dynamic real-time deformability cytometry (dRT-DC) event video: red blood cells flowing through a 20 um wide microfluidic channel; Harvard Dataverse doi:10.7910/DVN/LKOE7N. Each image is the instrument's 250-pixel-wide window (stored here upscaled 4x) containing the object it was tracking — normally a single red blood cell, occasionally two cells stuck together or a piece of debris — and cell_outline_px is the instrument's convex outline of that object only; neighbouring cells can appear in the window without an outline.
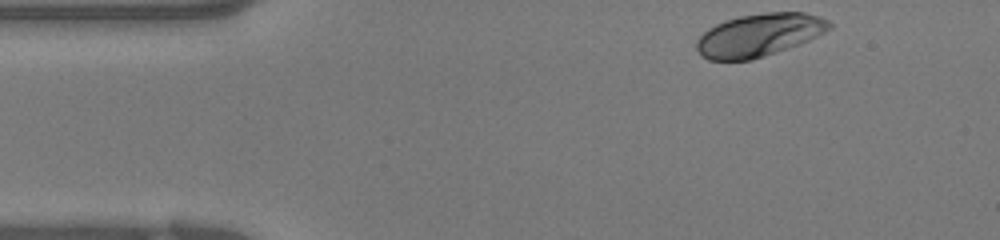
{"species": "human", "species_latin": "Homo sapiens", "temperature_condition": "warm", "stored_images_in_passage": 36, "camera_frame_rate_fps": 3000, "um_per_image_px": 0.085, "donor": {"sex": "female"}, "frame": {"image": 1, "passage_image": 1, "time_ms": 0.0, "image_size_px": [1000, 240], "cell_outline_px": [[832, 28], [800, 44], [752, 60], [708, 60], [696, 48], [696, 40], [708, 28], [716, 24], [740, 16], [764, 12], [804, 12], [820, 16], [828, 20], [832, 24]], "centroid_in_image_um": [64.55, 2.97], "position_along_channel_um": 20.5, "area_um2": 33.0}}
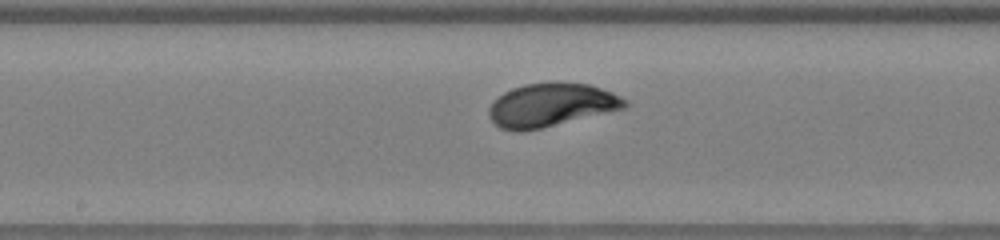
{"frame": {"image": 2, "passage_image": 16, "time_ms": 5.0, "image_size_px": [1000, 240], "cell_outline_px": [[628, 108], [540, 128], [520, 132], [516, 132], [500, 128], [488, 116], [488, 108], [504, 92], [512, 88], [524, 84], [588, 84], [612, 92], [628, 100]], "centroid_in_image_um": [46.86, 8.96], "position_along_channel_um": 201.3, "area_um2": 33.81}}
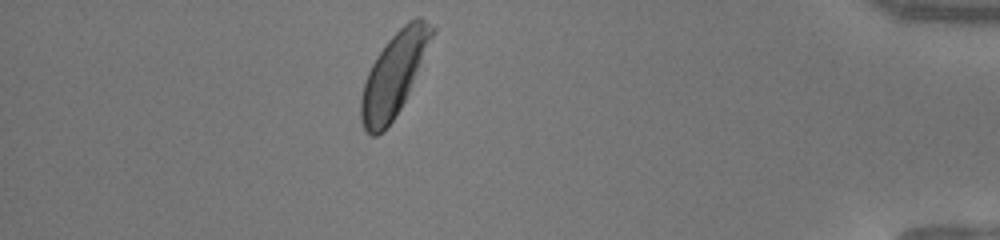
{"frame": {"image": 3, "passage_image": 31, "time_ms": 10.0, "image_size_px": [1000, 240], "cell_outline_px": [[436, 32], [408, 92], [400, 108], [392, 120], [376, 136], [372, 136], [364, 128], [360, 120], [360, 100], [364, 80], [376, 56], [388, 40], [408, 20], [416, 16], [420, 16], [436, 28]], "centroid_in_image_um": [33.49, 6.27], "position_along_channel_um": 401.7, "area_um2": 33.81}}